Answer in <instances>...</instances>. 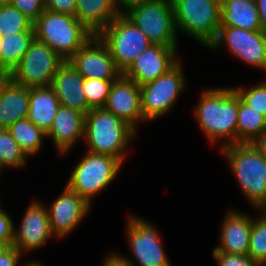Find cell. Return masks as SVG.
Listing matches in <instances>:
<instances>
[{"label": "cell", "mask_w": 266, "mask_h": 266, "mask_svg": "<svg viewBox=\"0 0 266 266\" xmlns=\"http://www.w3.org/2000/svg\"><path fill=\"white\" fill-rule=\"evenodd\" d=\"M223 46L231 57L266 72V34L262 30L220 27L216 40L207 50L217 53Z\"/></svg>", "instance_id": "cell-12"}, {"label": "cell", "mask_w": 266, "mask_h": 266, "mask_svg": "<svg viewBox=\"0 0 266 266\" xmlns=\"http://www.w3.org/2000/svg\"><path fill=\"white\" fill-rule=\"evenodd\" d=\"M2 38H3V35H2V33H1V31H0V43H1V41H2Z\"/></svg>", "instance_id": "cell-45"}, {"label": "cell", "mask_w": 266, "mask_h": 266, "mask_svg": "<svg viewBox=\"0 0 266 266\" xmlns=\"http://www.w3.org/2000/svg\"><path fill=\"white\" fill-rule=\"evenodd\" d=\"M8 129L27 158L42 150L46 133L27 118L16 121Z\"/></svg>", "instance_id": "cell-26"}, {"label": "cell", "mask_w": 266, "mask_h": 266, "mask_svg": "<svg viewBox=\"0 0 266 266\" xmlns=\"http://www.w3.org/2000/svg\"><path fill=\"white\" fill-rule=\"evenodd\" d=\"M14 220L7 210H0V244L12 246L14 238Z\"/></svg>", "instance_id": "cell-35"}, {"label": "cell", "mask_w": 266, "mask_h": 266, "mask_svg": "<svg viewBox=\"0 0 266 266\" xmlns=\"http://www.w3.org/2000/svg\"><path fill=\"white\" fill-rule=\"evenodd\" d=\"M125 225L127 246L133 258L112 251L120 262L127 266H173L164 250L162 233L152 222L128 213Z\"/></svg>", "instance_id": "cell-6"}, {"label": "cell", "mask_w": 266, "mask_h": 266, "mask_svg": "<svg viewBox=\"0 0 266 266\" xmlns=\"http://www.w3.org/2000/svg\"><path fill=\"white\" fill-rule=\"evenodd\" d=\"M62 194L56 197L53 203L46 208L48 211L50 227L56 239H65L70 236L76 227L86 219L92 206L82 199L67 185Z\"/></svg>", "instance_id": "cell-14"}, {"label": "cell", "mask_w": 266, "mask_h": 266, "mask_svg": "<svg viewBox=\"0 0 266 266\" xmlns=\"http://www.w3.org/2000/svg\"><path fill=\"white\" fill-rule=\"evenodd\" d=\"M103 108L126 121L136 131L139 123L147 124L141 110L140 86L122 74L113 81Z\"/></svg>", "instance_id": "cell-17"}, {"label": "cell", "mask_w": 266, "mask_h": 266, "mask_svg": "<svg viewBox=\"0 0 266 266\" xmlns=\"http://www.w3.org/2000/svg\"><path fill=\"white\" fill-rule=\"evenodd\" d=\"M116 79L84 78L83 94L88 105L93 108H103L106 104L110 88Z\"/></svg>", "instance_id": "cell-31"}, {"label": "cell", "mask_w": 266, "mask_h": 266, "mask_svg": "<svg viewBox=\"0 0 266 266\" xmlns=\"http://www.w3.org/2000/svg\"><path fill=\"white\" fill-rule=\"evenodd\" d=\"M18 228L14 227L13 244L22 254L32 253L55 238L45 203L33 199L26 207Z\"/></svg>", "instance_id": "cell-13"}, {"label": "cell", "mask_w": 266, "mask_h": 266, "mask_svg": "<svg viewBox=\"0 0 266 266\" xmlns=\"http://www.w3.org/2000/svg\"><path fill=\"white\" fill-rule=\"evenodd\" d=\"M83 76L69 61H65L57 70L50 87L62 106L87 114L92 108L83 94Z\"/></svg>", "instance_id": "cell-20"}, {"label": "cell", "mask_w": 266, "mask_h": 266, "mask_svg": "<svg viewBox=\"0 0 266 266\" xmlns=\"http://www.w3.org/2000/svg\"><path fill=\"white\" fill-rule=\"evenodd\" d=\"M259 12L261 30L266 34V0H255Z\"/></svg>", "instance_id": "cell-39"}, {"label": "cell", "mask_w": 266, "mask_h": 266, "mask_svg": "<svg viewBox=\"0 0 266 266\" xmlns=\"http://www.w3.org/2000/svg\"><path fill=\"white\" fill-rule=\"evenodd\" d=\"M85 114L66 106H60L46 138L51 139L59 155H69L78 141L83 140Z\"/></svg>", "instance_id": "cell-19"}, {"label": "cell", "mask_w": 266, "mask_h": 266, "mask_svg": "<svg viewBox=\"0 0 266 266\" xmlns=\"http://www.w3.org/2000/svg\"><path fill=\"white\" fill-rule=\"evenodd\" d=\"M137 133L126 121L104 108H93L85 115L83 139L91 153L110 155L124 164Z\"/></svg>", "instance_id": "cell-2"}, {"label": "cell", "mask_w": 266, "mask_h": 266, "mask_svg": "<svg viewBox=\"0 0 266 266\" xmlns=\"http://www.w3.org/2000/svg\"><path fill=\"white\" fill-rule=\"evenodd\" d=\"M72 168L66 185L92 206L93 198L113 182L120 172V160L110 155L95 154L86 150Z\"/></svg>", "instance_id": "cell-8"}, {"label": "cell", "mask_w": 266, "mask_h": 266, "mask_svg": "<svg viewBox=\"0 0 266 266\" xmlns=\"http://www.w3.org/2000/svg\"><path fill=\"white\" fill-rule=\"evenodd\" d=\"M233 87L240 99L266 117V80L255 85Z\"/></svg>", "instance_id": "cell-32"}, {"label": "cell", "mask_w": 266, "mask_h": 266, "mask_svg": "<svg viewBox=\"0 0 266 266\" xmlns=\"http://www.w3.org/2000/svg\"><path fill=\"white\" fill-rule=\"evenodd\" d=\"M251 144L266 159V131L256 137Z\"/></svg>", "instance_id": "cell-38"}, {"label": "cell", "mask_w": 266, "mask_h": 266, "mask_svg": "<svg viewBox=\"0 0 266 266\" xmlns=\"http://www.w3.org/2000/svg\"><path fill=\"white\" fill-rule=\"evenodd\" d=\"M36 39L68 61L94 34L75 16L46 10L33 23Z\"/></svg>", "instance_id": "cell-4"}, {"label": "cell", "mask_w": 266, "mask_h": 266, "mask_svg": "<svg viewBox=\"0 0 266 266\" xmlns=\"http://www.w3.org/2000/svg\"><path fill=\"white\" fill-rule=\"evenodd\" d=\"M177 34L191 37L206 50L220 29L221 0H172Z\"/></svg>", "instance_id": "cell-5"}, {"label": "cell", "mask_w": 266, "mask_h": 266, "mask_svg": "<svg viewBox=\"0 0 266 266\" xmlns=\"http://www.w3.org/2000/svg\"><path fill=\"white\" fill-rule=\"evenodd\" d=\"M61 106L50 86L29 88V111L27 119L48 133Z\"/></svg>", "instance_id": "cell-22"}, {"label": "cell", "mask_w": 266, "mask_h": 266, "mask_svg": "<svg viewBox=\"0 0 266 266\" xmlns=\"http://www.w3.org/2000/svg\"><path fill=\"white\" fill-rule=\"evenodd\" d=\"M220 27H238L246 31L261 30L255 0H221Z\"/></svg>", "instance_id": "cell-24"}, {"label": "cell", "mask_w": 266, "mask_h": 266, "mask_svg": "<svg viewBox=\"0 0 266 266\" xmlns=\"http://www.w3.org/2000/svg\"><path fill=\"white\" fill-rule=\"evenodd\" d=\"M121 12L122 7L116 0H76L75 17L94 35H97Z\"/></svg>", "instance_id": "cell-21"}, {"label": "cell", "mask_w": 266, "mask_h": 266, "mask_svg": "<svg viewBox=\"0 0 266 266\" xmlns=\"http://www.w3.org/2000/svg\"><path fill=\"white\" fill-rule=\"evenodd\" d=\"M217 266H259L248 254L236 255L225 252H212Z\"/></svg>", "instance_id": "cell-34"}, {"label": "cell", "mask_w": 266, "mask_h": 266, "mask_svg": "<svg viewBox=\"0 0 266 266\" xmlns=\"http://www.w3.org/2000/svg\"><path fill=\"white\" fill-rule=\"evenodd\" d=\"M266 131V117L246 105L239 97L237 143H251Z\"/></svg>", "instance_id": "cell-27"}, {"label": "cell", "mask_w": 266, "mask_h": 266, "mask_svg": "<svg viewBox=\"0 0 266 266\" xmlns=\"http://www.w3.org/2000/svg\"><path fill=\"white\" fill-rule=\"evenodd\" d=\"M0 31L2 35L34 32L33 22L11 4L0 5Z\"/></svg>", "instance_id": "cell-30"}, {"label": "cell", "mask_w": 266, "mask_h": 266, "mask_svg": "<svg viewBox=\"0 0 266 266\" xmlns=\"http://www.w3.org/2000/svg\"><path fill=\"white\" fill-rule=\"evenodd\" d=\"M102 266H127V265L120 262L110 251L104 257V261H102Z\"/></svg>", "instance_id": "cell-40"}, {"label": "cell", "mask_w": 266, "mask_h": 266, "mask_svg": "<svg viewBox=\"0 0 266 266\" xmlns=\"http://www.w3.org/2000/svg\"><path fill=\"white\" fill-rule=\"evenodd\" d=\"M29 111V88L12 79L0 94V128L8 129L18 120L27 118Z\"/></svg>", "instance_id": "cell-23"}, {"label": "cell", "mask_w": 266, "mask_h": 266, "mask_svg": "<svg viewBox=\"0 0 266 266\" xmlns=\"http://www.w3.org/2000/svg\"><path fill=\"white\" fill-rule=\"evenodd\" d=\"M219 150L248 204L255 210H266V159L251 143L231 144Z\"/></svg>", "instance_id": "cell-3"}, {"label": "cell", "mask_w": 266, "mask_h": 266, "mask_svg": "<svg viewBox=\"0 0 266 266\" xmlns=\"http://www.w3.org/2000/svg\"><path fill=\"white\" fill-rule=\"evenodd\" d=\"M23 256L14 246L0 244V266H22Z\"/></svg>", "instance_id": "cell-36"}, {"label": "cell", "mask_w": 266, "mask_h": 266, "mask_svg": "<svg viewBox=\"0 0 266 266\" xmlns=\"http://www.w3.org/2000/svg\"><path fill=\"white\" fill-rule=\"evenodd\" d=\"M199 96L193 115L208 143L219 149L237 144L239 95L233 86L205 87Z\"/></svg>", "instance_id": "cell-1"}, {"label": "cell", "mask_w": 266, "mask_h": 266, "mask_svg": "<svg viewBox=\"0 0 266 266\" xmlns=\"http://www.w3.org/2000/svg\"><path fill=\"white\" fill-rule=\"evenodd\" d=\"M10 79L11 72L6 69L0 68V94L2 93L3 88L9 82Z\"/></svg>", "instance_id": "cell-41"}, {"label": "cell", "mask_w": 266, "mask_h": 266, "mask_svg": "<svg viewBox=\"0 0 266 266\" xmlns=\"http://www.w3.org/2000/svg\"><path fill=\"white\" fill-rule=\"evenodd\" d=\"M11 5L33 23L45 11L44 0H12Z\"/></svg>", "instance_id": "cell-33"}, {"label": "cell", "mask_w": 266, "mask_h": 266, "mask_svg": "<svg viewBox=\"0 0 266 266\" xmlns=\"http://www.w3.org/2000/svg\"><path fill=\"white\" fill-rule=\"evenodd\" d=\"M109 49L115 67L123 73L152 43L122 12L98 34Z\"/></svg>", "instance_id": "cell-10"}, {"label": "cell", "mask_w": 266, "mask_h": 266, "mask_svg": "<svg viewBox=\"0 0 266 266\" xmlns=\"http://www.w3.org/2000/svg\"><path fill=\"white\" fill-rule=\"evenodd\" d=\"M34 37V32L3 35L0 43V68L12 72L28 50Z\"/></svg>", "instance_id": "cell-25"}, {"label": "cell", "mask_w": 266, "mask_h": 266, "mask_svg": "<svg viewBox=\"0 0 266 266\" xmlns=\"http://www.w3.org/2000/svg\"><path fill=\"white\" fill-rule=\"evenodd\" d=\"M27 156L20 149L16 140L12 137L9 129L0 128V169L25 168Z\"/></svg>", "instance_id": "cell-28"}, {"label": "cell", "mask_w": 266, "mask_h": 266, "mask_svg": "<svg viewBox=\"0 0 266 266\" xmlns=\"http://www.w3.org/2000/svg\"><path fill=\"white\" fill-rule=\"evenodd\" d=\"M64 62L55 50L34 37L19 64L11 72V79L27 88L47 87Z\"/></svg>", "instance_id": "cell-11"}, {"label": "cell", "mask_w": 266, "mask_h": 266, "mask_svg": "<svg viewBox=\"0 0 266 266\" xmlns=\"http://www.w3.org/2000/svg\"><path fill=\"white\" fill-rule=\"evenodd\" d=\"M179 46L151 45L122 73L139 86L154 81L167 73L180 60Z\"/></svg>", "instance_id": "cell-15"}, {"label": "cell", "mask_w": 266, "mask_h": 266, "mask_svg": "<svg viewBox=\"0 0 266 266\" xmlns=\"http://www.w3.org/2000/svg\"><path fill=\"white\" fill-rule=\"evenodd\" d=\"M186 82L184 68L180 60L167 73L140 86L141 110L144 120L149 123L170 114L180 99L179 97L185 93Z\"/></svg>", "instance_id": "cell-9"}, {"label": "cell", "mask_w": 266, "mask_h": 266, "mask_svg": "<svg viewBox=\"0 0 266 266\" xmlns=\"http://www.w3.org/2000/svg\"><path fill=\"white\" fill-rule=\"evenodd\" d=\"M44 6L55 13L76 15V0H44Z\"/></svg>", "instance_id": "cell-37"}, {"label": "cell", "mask_w": 266, "mask_h": 266, "mask_svg": "<svg viewBox=\"0 0 266 266\" xmlns=\"http://www.w3.org/2000/svg\"><path fill=\"white\" fill-rule=\"evenodd\" d=\"M122 13L148 37L153 45L178 46L172 0H136Z\"/></svg>", "instance_id": "cell-7"}, {"label": "cell", "mask_w": 266, "mask_h": 266, "mask_svg": "<svg viewBox=\"0 0 266 266\" xmlns=\"http://www.w3.org/2000/svg\"><path fill=\"white\" fill-rule=\"evenodd\" d=\"M238 210L231 207L226 210L220 223L219 244L214 247L213 252L248 254L252 215Z\"/></svg>", "instance_id": "cell-18"}, {"label": "cell", "mask_w": 266, "mask_h": 266, "mask_svg": "<svg viewBox=\"0 0 266 266\" xmlns=\"http://www.w3.org/2000/svg\"><path fill=\"white\" fill-rule=\"evenodd\" d=\"M252 215L248 255L259 265L266 266V210Z\"/></svg>", "instance_id": "cell-29"}, {"label": "cell", "mask_w": 266, "mask_h": 266, "mask_svg": "<svg viewBox=\"0 0 266 266\" xmlns=\"http://www.w3.org/2000/svg\"><path fill=\"white\" fill-rule=\"evenodd\" d=\"M22 266H45L41 261L39 262L37 259L33 260H25V262H22Z\"/></svg>", "instance_id": "cell-42"}, {"label": "cell", "mask_w": 266, "mask_h": 266, "mask_svg": "<svg viewBox=\"0 0 266 266\" xmlns=\"http://www.w3.org/2000/svg\"><path fill=\"white\" fill-rule=\"evenodd\" d=\"M12 0H0V5L11 4Z\"/></svg>", "instance_id": "cell-44"}, {"label": "cell", "mask_w": 266, "mask_h": 266, "mask_svg": "<svg viewBox=\"0 0 266 266\" xmlns=\"http://www.w3.org/2000/svg\"><path fill=\"white\" fill-rule=\"evenodd\" d=\"M1 198V197H0ZM1 200V199H0ZM2 209H4V208H2V206H1V201H0V210H2Z\"/></svg>", "instance_id": "cell-46"}, {"label": "cell", "mask_w": 266, "mask_h": 266, "mask_svg": "<svg viewBox=\"0 0 266 266\" xmlns=\"http://www.w3.org/2000/svg\"><path fill=\"white\" fill-rule=\"evenodd\" d=\"M119 5L123 8L126 4L132 2V1H136V0H116Z\"/></svg>", "instance_id": "cell-43"}, {"label": "cell", "mask_w": 266, "mask_h": 266, "mask_svg": "<svg viewBox=\"0 0 266 266\" xmlns=\"http://www.w3.org/2000/svg\"><path fill=\"white\" fill-rule=\"evenodd\" d=\"M68 61L83 78L117 79L122 74L98 35L91 37Z\"/></svg>", "instance_id": "cell-16"}]
</instances>
